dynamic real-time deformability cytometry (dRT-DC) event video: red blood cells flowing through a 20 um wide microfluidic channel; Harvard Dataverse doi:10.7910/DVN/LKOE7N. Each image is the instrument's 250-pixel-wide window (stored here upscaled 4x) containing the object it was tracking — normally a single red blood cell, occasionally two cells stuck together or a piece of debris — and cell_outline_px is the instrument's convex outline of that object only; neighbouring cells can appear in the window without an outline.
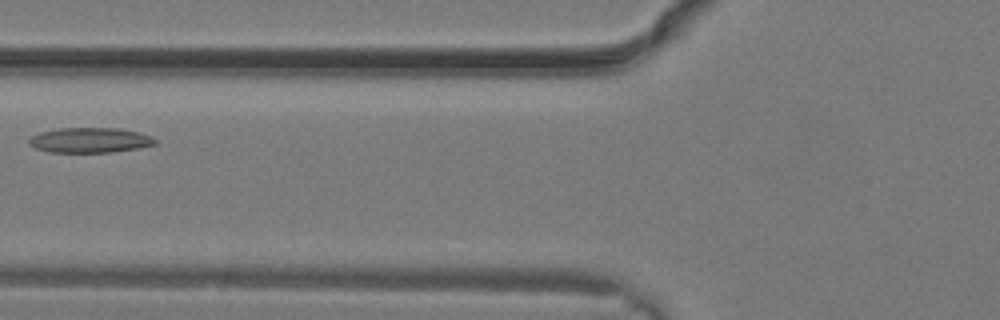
{"species": "common noctule bat (a hibernating species)", "species_latin": "Nyctalus noctula", "temperature_condition": "warm", "stored_images_in_passage": 26, "camera_frame_rate_fps": 3000, "um_per_image_px": 0.085, "animal": {"sex": "male", "body_mass_g": 19.2, "forearm_length_mm": 51.8}, "frame": {"image": 1, "passage_image": 9, "time_ms": 2.667, "image_size_px": [1000, 320], "cell_outline_px": [[156, 144], [136, 148], [112, 152], [48, 152], [36, 148], [28, 144], [28, 140], [32, 136], [40, 132], [60, 128], [120, 128], [152, 136], [156, 140]], "centroid_in_image_um": [7.62, 11.91], "position_along_channel_um": 118.2, "area_um2": 18.32}}
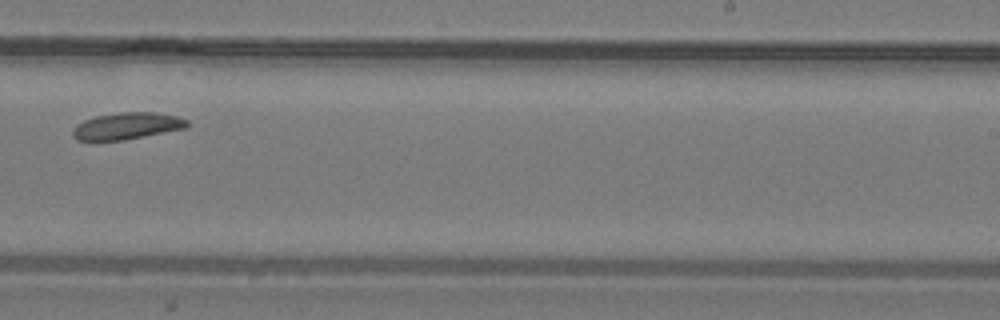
{"frame": {"image": 2, "passage_image": 16, "time_ms": 5.0, "image_size_px": [1000, 320], "cell_outline_px": [[192, 124], [188, 128], [124, 140], [76, 140], [72, 136], [72, 128], [76, 124], [84, 120], [96, 116], [120, 112], [156, 112], [176, 116], [188, 120]], "centroid_in_image_um": [10.82, 10.7], "position_along_channel_um": 278.2, "area_um2": 18.09}}
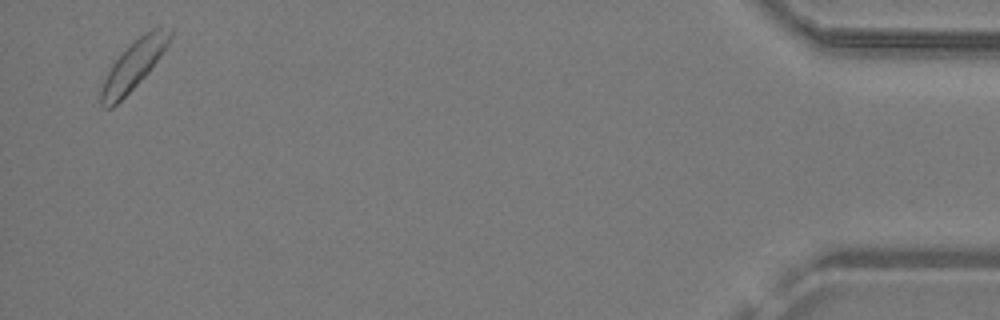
{"frame": {"image": 3, "passage_image": 26, "time_ms": 8.333, "image_size_px": [1000, 320], "cell_outline_px": [[172, 36], [168, 44], [148, 72], [112, 108], [104, 108], [100, 104], [100, 92], [104, 80], [112, 64], [144, 32], [160, 24], [172, 28]], "centroid_in_image_um": [11.39, 5.49], "position_along_channel_um": 423.8, "area_um2": 19.02}}